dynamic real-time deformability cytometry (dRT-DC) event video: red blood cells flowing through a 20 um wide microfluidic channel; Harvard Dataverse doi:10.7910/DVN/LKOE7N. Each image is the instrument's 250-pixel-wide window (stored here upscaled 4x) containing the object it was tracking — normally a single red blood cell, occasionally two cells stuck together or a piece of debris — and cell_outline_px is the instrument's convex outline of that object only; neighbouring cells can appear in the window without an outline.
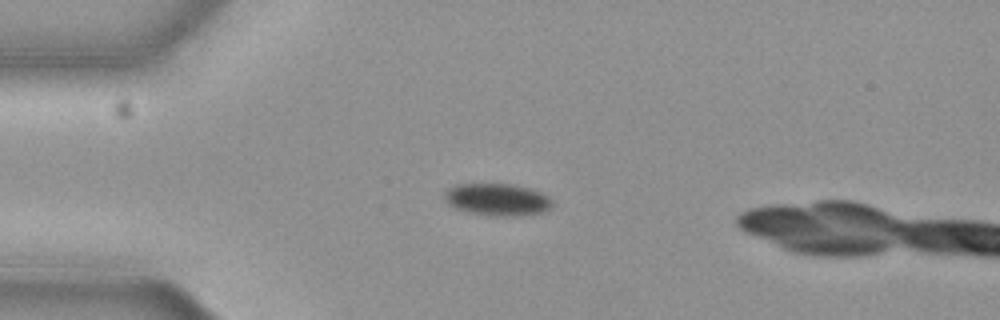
{"species": "common noctule bat (a hibernating species)", "species_latin": "Nyctalus noctula", "temperature_condition": "cold", "stored_images_in_passage": 38, "camera_frame_rate_fps": 3000, "um_per_image_px": 0.085, "animal": {"sex": "female", "body_mass_g": 19.3, "forearm_length_mm": 54.1}, "frame": {"image": 1, "passage_image": 1, "time_ms": 0.0, "image_size_px": [1000, 320], "cell_outline_px": [[552, 204], [544, 212], [520, 216], [492, 216], [468, 212], [456, 208], [448, 204], [444, 196], [444, 192], [448, 188], [456, 184], [512, 184], [528, 188], [540, 192], [548, 196], [552, 200]], "centroid_in_image_um": [42.26, 16.97], "position_along_channel_um": 42.7, "area_um2": 20.23}}
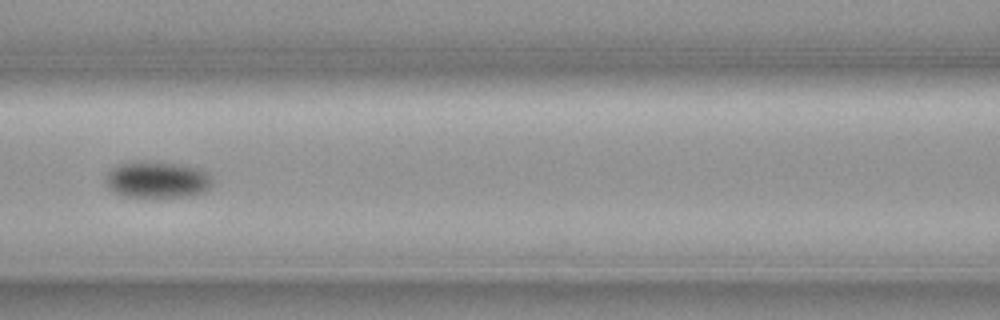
{"frame": {"image": 2, "passage_image": 12, "time_ms": 3.667, "image_size_px": [1000, 320], "cell_outline_px": [[212, 180], [208, 188], [200, 192], [188, 196], [124, 196], [112, 192], [104, 184], [108, 172], [112, 168], [124, 164], [180, 164], [200, 168]], "centroid_in_image_um": [13.33, 15.31], "position_along_channel_um": 153.3, "area_um2": 21.56}}
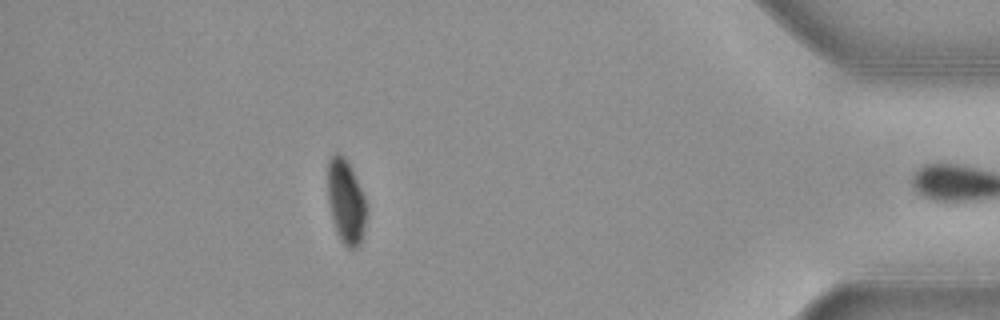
{"frame": {"image": 3, "passage_image": 37, "time_ms": 12.0, "image_size_px": [1000, 320], "cell_outline_px": [[364, 224], [360, 244], [356, 248], [348, 248], [340, 240], [336, 232], [332, 220], [328, 204], [328, 160], [336, 152], [344, 156], [364, 196]], "centroid_in_image_um": [29.35, 17.15], "position_along_channel_um": 405.8, "area_um2": 18.44}}